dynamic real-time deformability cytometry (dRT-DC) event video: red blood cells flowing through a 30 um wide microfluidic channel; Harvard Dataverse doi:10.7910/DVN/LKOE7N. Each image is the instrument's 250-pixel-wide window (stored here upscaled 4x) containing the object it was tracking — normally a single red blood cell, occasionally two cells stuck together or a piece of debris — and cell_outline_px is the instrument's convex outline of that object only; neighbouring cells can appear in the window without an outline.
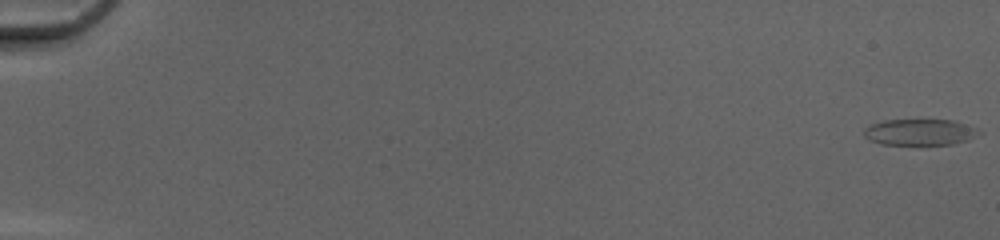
{"species": "common noctule bat (a hibernating species)", "species_latin": "Nyctalus noctula", "temperature_condition": "cold", "stored_images_in_passage": 52, "camera_frame_rate_fps": 3000, "um_per_image_px": 0.085, "animal": {"sex": "female", "body_mass_g": 20.0, "forearm_length_mm": 54.0}, "frame": {"image": 1, "passage_image": 1, "time_ms": 0.0, "image_size_px": [1000, 240], "cell_outline_px": [[984, 132], [968, 140], [952, 144], [880, 144], [868, 140], [864, 136], [864, 128], [868, 124], [884, 120], [952, 120], [976, 128]], "centroid_in_image_um": [78.15, 11.23], "position_along_channel_um": 6.8, "area_um2": 17.63}}
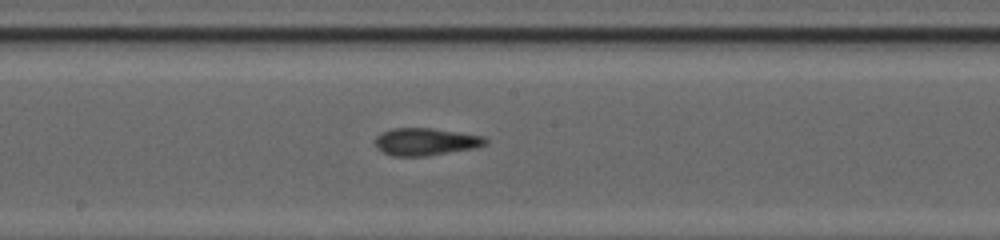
{"frame": {"image": 2, "passage_image": 30, "time_ms": 9.667, "image_size_px": [1000, 240], "cell_outline_px": [[488, 144], [476, 148], [428, 156], [392, 156], [376, 148], [376, 136], [392, 128], [432, 128], [484, 136], [488, 140]], "centroid_in_image_um": [36.22, 12.05], "position_along_channel_um": 212.0, "area_um2": 17.69}}
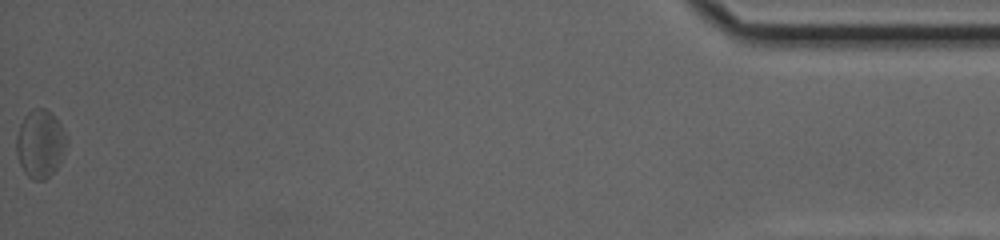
{"frame": {"image": 3, "passage_image": 52, "time_ms": 17.0, "image_size_px": [1000, 240], "cell_outline_px": [[68, 144], [56, 168], [44, 180], [32, 180], [24, 172], [20, 164], [16, 152], [16, 136], [20, 124], [24, 116], [32, 108], [44, 108], [52, 112], [68, 136]], "centroid_in_image_um": [3.42, 12.19], "position_along_channel_um": 431.8, "area_um2": 20.06}, "authors_computed_cell_mechanics": {"area_um2": 17.6868, "velocity_mm_per_s": 4.1829, "shape_relaxation_time_tau1_ms": 3.9897, "shape_relaxation_time_tau2_ms": 1.9242, "deformation_change_tau1": 0.121, "deformation_change_tau2": 0.1}}